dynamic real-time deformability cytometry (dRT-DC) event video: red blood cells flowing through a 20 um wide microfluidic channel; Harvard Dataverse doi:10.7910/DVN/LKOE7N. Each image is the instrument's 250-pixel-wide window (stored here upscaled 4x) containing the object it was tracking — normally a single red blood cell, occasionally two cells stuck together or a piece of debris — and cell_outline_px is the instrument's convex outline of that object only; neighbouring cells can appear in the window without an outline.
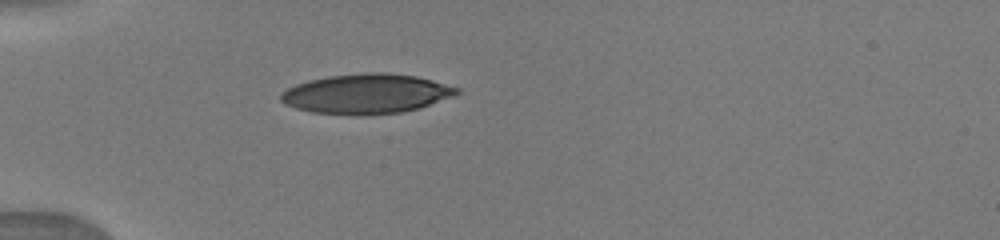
{"species": "human", "species_latin": "Homo sapiens", "temperature_condition": "warm", "stored_images_in_passage": 11, "camera_frame_rate_fps": 3000, "um_per_image_px": 0.085, "donor": {"sex": "male"}, "frame": {"image": 1, "passage_image": 1, "time_ms": 0.0, "image_size_px": [1000, 240], "cell_outline_px": [[460, 92], [452, 96], [420, 108], [400, 112], [360, 116], [356, 116], [312, 112], [296, 108], [284, 104], [280, 100], [280, 96], [288, 88], [296, 84], [308, 80], [328, 76], [364, 72], [388, 72], [416, 76], [432, 80], [460, 88]], "centroid_in_image_um": [31.13, 7.97], "position_along_channel_um": 53.9, "area_um2": 40.92}}
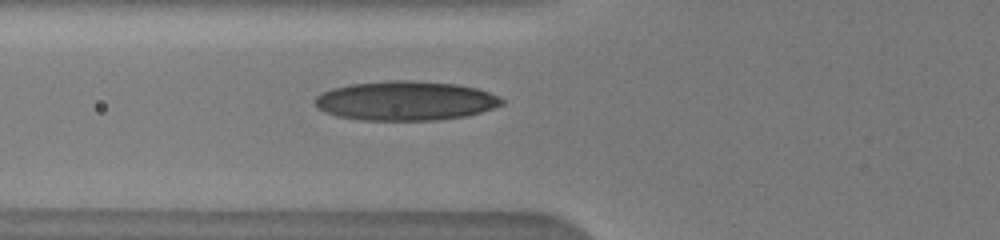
{"frame": {"image": 2, "passage_image": 7, "time_ms": 1.333, "image_size_px": [1000, 240], "cell_outline_px": [[504, 104], [480, 112], [464, 116], [436, 120], [360, 120], [336, 116], [324, 112], [312, 100], [320, 92], [332, 88], [348, 84], [392, 80], [412, 80], [456, 84], [476, 88], [500, 96], [504, 100]], "centroid_in_image_um": [34.43, 8.56], "position_along_channel_um": 91.4, "area_um2": 43.0}}
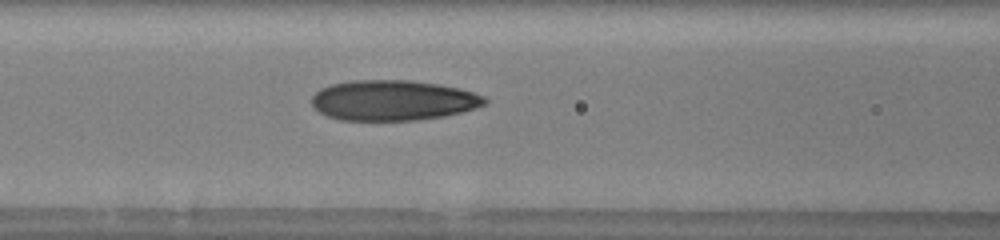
{"frame": {"image": 3, "passage_image": 11, "time_ms": 2.333, "image_size_px": [1000, 240], "cell_outline_px": [[488, 100], [484, 104], [476, 108], [444, 116], [416, 120], [340, 120], [328, 116], [312, 108], [312, 96], [320, 88], [332, 84], [352, 80], [408, 80], [440, 84], [460, 88], [484, 96]], "centroid_in_image_um": [33.39, 8.52], "position_along_channel_um": 133.2, "area_um2": 40.75}}